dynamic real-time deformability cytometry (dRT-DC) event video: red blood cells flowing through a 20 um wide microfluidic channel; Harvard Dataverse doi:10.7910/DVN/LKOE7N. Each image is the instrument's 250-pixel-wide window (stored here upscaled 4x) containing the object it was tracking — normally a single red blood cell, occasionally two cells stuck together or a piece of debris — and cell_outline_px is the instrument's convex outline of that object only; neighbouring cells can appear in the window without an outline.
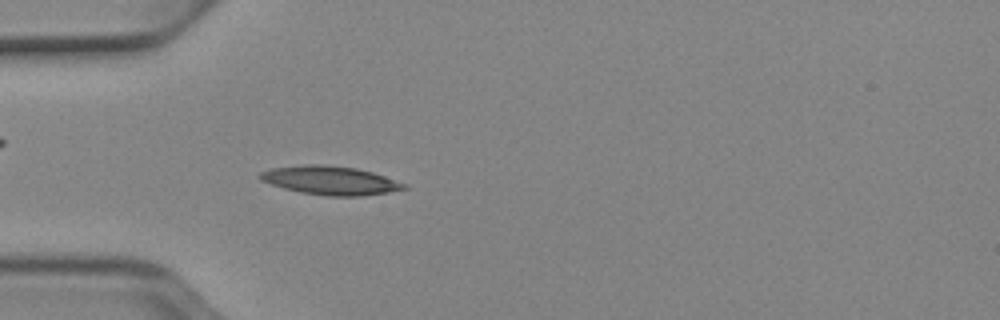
{"species": "Egyptian fruit bat (a non-hibernating species)", "species_latin": "Rousettus aegyptiacus", "temperature_condition": "cold", "stored_images_in_passage": 37, "camera_frame_rate_fps": 3000, "um_per_image_px": 0.085, "animal": {"sex": "female"}, "frame": {"image": 1, "passage_image": 1, "time_ms": 0.0, "image_size_px": [1000, 320], "cell_outline_px": [[408, 188], [388, 192], [360, 196], [324, 196], [300, 192], [284, 188], [260, 180], [256, 176], [260, 172], [268, 168], [304, 164], [324, 164], [356, 168], [372, 172], [408, 184]], "centroid_in_image_um": [28.04, 15.32], "position_along_channel_um": 57.0, "area_um2": 24.28}}
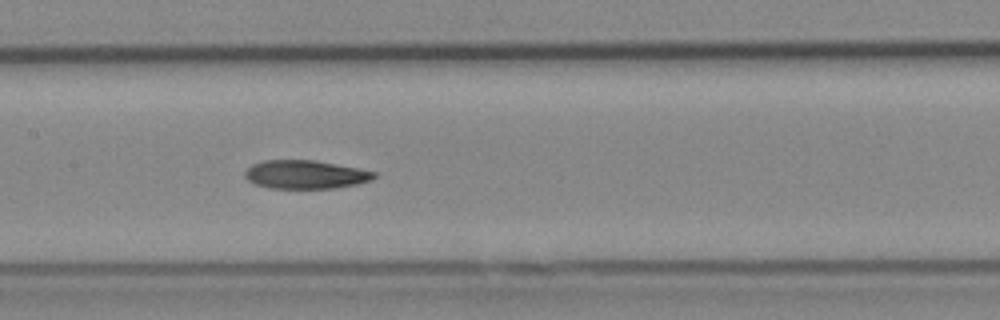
{"frame": {"image": 2, "passage_image": 11, "time_ms": 3.333, "image_size_px": [1000, 320], "cell_outline_px": [[376, 176], [372, 180], [356, 184], [332, 188], [268, 188], [256, 184], [248, 180], [244, 176], [244, 172], [252, 164], [264, 160], [316, 160], [360, 168], [376, 172]], "centroid_in_image_um": [25.97, 14.82], "position_along_channel_um": 181.4, "area_um2": 21.5}}
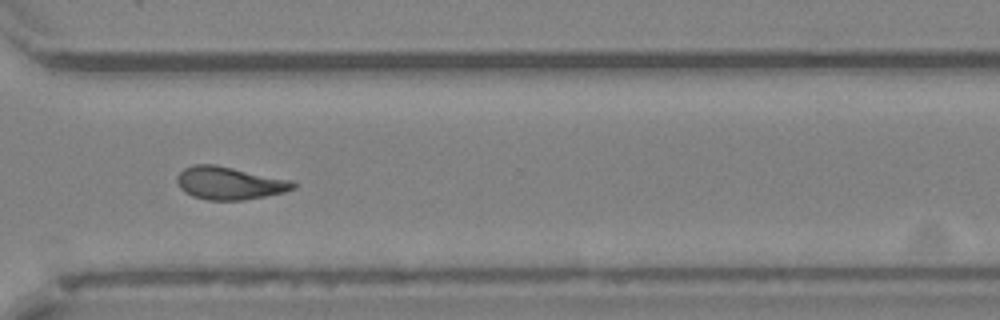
{"frame": {"image": 3, "passage_image": 24, "time_ms": 7.667, "image_size_px": [1000, 320], "cell_outline_px": [[296, 188], [284, 192], [244, 200], [208, 200], [192, 196], [184, 192], [180, 188], [176, 180], [176, 176], [184, 168], [192, 164], [216, 164], [292, 180], [296, 184]], "centroid_in_image_um": [19.48, 15.55], "position_along_channel_um": 351.1, "area_um2": 22.37}, "authors_computed_cell_mechanics": {"area_um2": 21.5594, "velocity_mm_per_s": 3.9096, "shape_relaxation_time_tau1_ms": null, "shape_relaxation_time_tau2_ms": 7.3554, "deformation_change_tau1": null, "deformation_change_tau2": 0.1629}}